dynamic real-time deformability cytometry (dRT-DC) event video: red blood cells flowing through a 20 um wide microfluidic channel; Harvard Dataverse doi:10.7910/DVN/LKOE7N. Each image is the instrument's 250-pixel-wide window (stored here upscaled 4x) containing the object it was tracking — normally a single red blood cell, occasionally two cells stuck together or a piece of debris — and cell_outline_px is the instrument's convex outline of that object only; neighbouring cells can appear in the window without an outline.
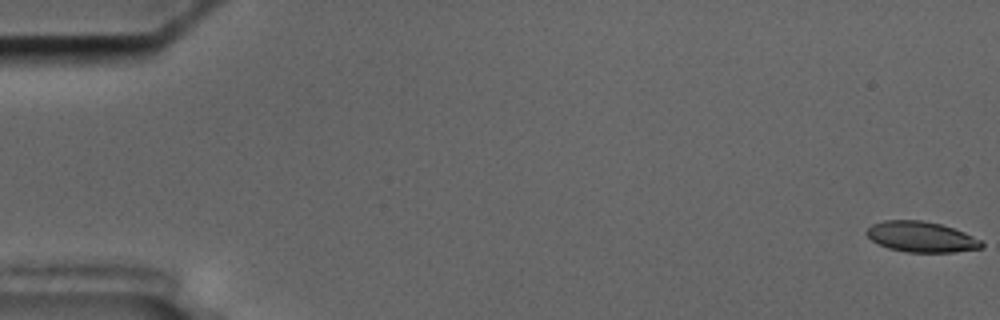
{"species": "common noctule bat (a hibernating species)", "species_latin": "Nyctalus noctula", "temperature_condition": "cold", "stored_images_in_passage": 12, "camera_frame_rate_fps": 3000, "um_per_image_px": 0.085, "animal": {"sex": "male", "body_mass_g": 17.5, "forearm_length_mm": 52.3}, "frame": {"image": 1, "passage_image": 1, "time_ms": 0.0, "image_size_px": [1000, 320], "cell_outline_px": [[984, 244], [980, 248], [952, 252], [908, 252], [888, 248], [872, 240], [864, 232], [872, 224], [884, 220], [920, 220], [940, 224], [964, 232], [980, 240]], "centroid_in_image_um": [78.27, 20.13], "position_along_channel_um": 6.7, "area_um2": 20.23}}